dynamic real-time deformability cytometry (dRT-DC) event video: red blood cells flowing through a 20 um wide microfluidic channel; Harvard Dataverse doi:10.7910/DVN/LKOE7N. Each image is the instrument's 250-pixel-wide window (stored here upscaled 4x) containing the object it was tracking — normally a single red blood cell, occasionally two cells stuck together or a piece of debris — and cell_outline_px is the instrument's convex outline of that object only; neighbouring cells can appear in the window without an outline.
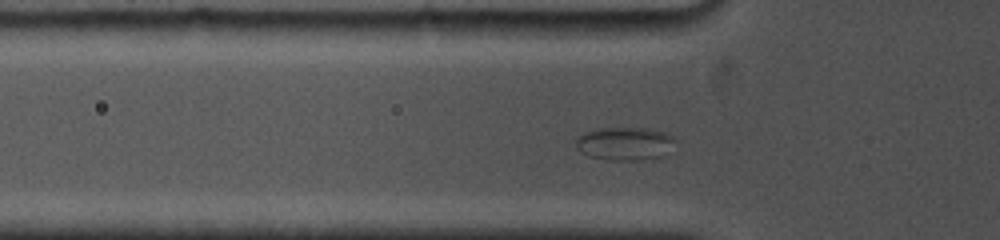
{"species": "common noctule bat (a hibernating species)", "species_latin": "Nyctalus noctula", "temperature_condition": "cold", "stored_images_in_passage": 71, "camera_frame_rate_fps": 5000, "um_per_image_px": 0.085, "animal": {"sex": "female", "body_mass_g": 19.0, "forearm_length_mm": 53.3}, "frame": {"image": 1, "passage_image": 3, "time_ms": 0.2, "image_size_px": [1000, 240], "cell_outline_px": [[676, 140], [664, 156], [640, 160], [608, 160], [588, 156], [580, 152], [576, 148], [576, 140], [584, 132], [596, 128], [648, 128], [664, 132], [672, 136]], "centroid_in_image_um": [53.09, 12.21], "position_along_channel_um": 72.7, "area_um2": 19.31}}
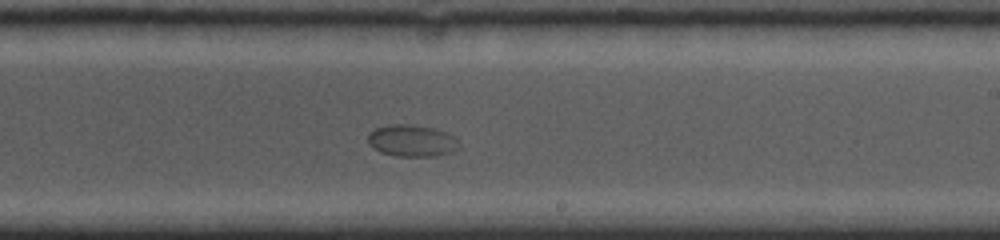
{"frame": {"image": 2, "passage_image": 40, "time_ms": 5.4, "image_size_px": [1000, 240], "cell_outline_px": [[460, 148], [452, 152], [436, 156], [396, 156], [380, 152], [372, 148], [368, 144], [368, 132], [376, 128], [388, 124], [408, 124], [432, 128], [448, 132], [456, 136], [460, 140]], "centroid_in_image_um": [35.04, 11.96], "position_along_channel_um": 254.0, "area_um2": 17.28}}
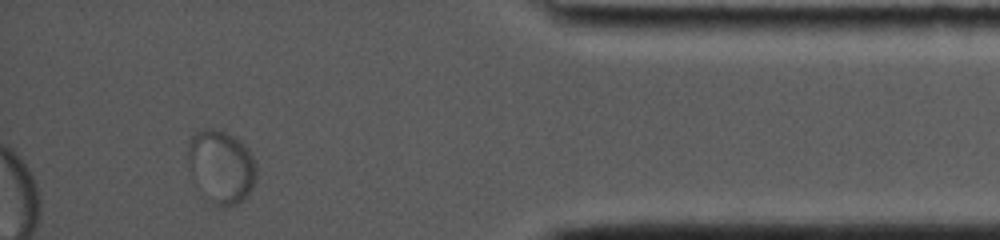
{"frame": {"image": 3, "passage_image": 69, "time_ms": 10.8, "image_size_px": [1000, 240], "cell_outline_px": [[256, 180], [252, 188], [244, 200], [236, 204], [224, 208], [208, 200], [188, 160], [188, 144], [192, 136], [196, 132], [204, 128], [212, 128], [228, 132], [236, 136], [248, 148], [256, 164]], "centroid_in_image_um": [18.87, 14.12], "position_along_channel_um": 416.3, "area_um2": 28.73}}